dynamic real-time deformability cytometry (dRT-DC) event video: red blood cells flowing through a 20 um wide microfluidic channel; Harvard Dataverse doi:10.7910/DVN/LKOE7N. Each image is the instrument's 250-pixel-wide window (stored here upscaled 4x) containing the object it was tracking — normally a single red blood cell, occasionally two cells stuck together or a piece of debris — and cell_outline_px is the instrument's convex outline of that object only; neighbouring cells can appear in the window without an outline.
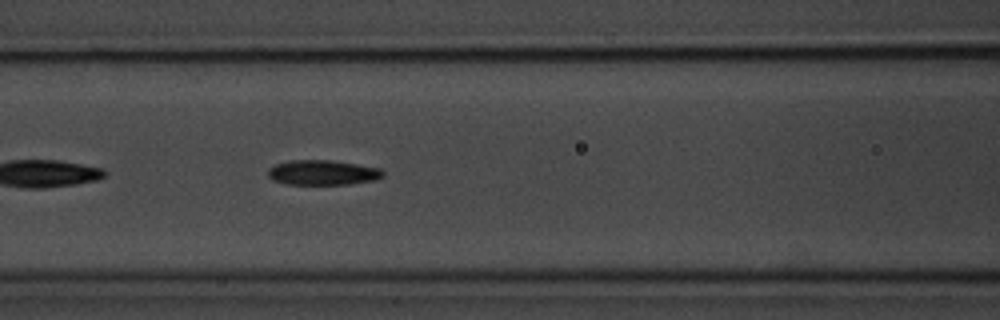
{"species": "common noctule bat (a hibernating species)", "species_latin": "Nyctalus noctula", "temperature_condition": "room temperature", "stored_images_in_passage": 37, "camera_frame_rate_fps": 3000, "um_per_image_px": 0.085, "animal": {"sex": "male", "body_mass_g": 20.1, "forearm_length_mm": 53.5}, "frame": {"image": 1, "passage_image": 6, "time_ms": 1.667, "image_size_px": [1000, 320], "cell_outline_px": [[384, 176], [376, 180], [348, 184], [288, 184], [272, 180], [268, 176], [268, 168], [276, 164], [292, 160], [328, 160], [356, 164], [380, 168], [384, 172]], "centroid_in_image_um": [27.43, 14.67], "position_along_channel_um": 139.2, "area_um2": 16.65}, "authors_computed_cell_mechanics": {"area_um2": 16.762, "velocity_mm_per_s": 3.5866, "shape_relaxation_time_tau1_ms": 1.0364, "shape_relaxation_time_tau2_ms": 3.6669, "deformation_change_tau1": 0.1458, "deformation_change_tau2": 0.116}}